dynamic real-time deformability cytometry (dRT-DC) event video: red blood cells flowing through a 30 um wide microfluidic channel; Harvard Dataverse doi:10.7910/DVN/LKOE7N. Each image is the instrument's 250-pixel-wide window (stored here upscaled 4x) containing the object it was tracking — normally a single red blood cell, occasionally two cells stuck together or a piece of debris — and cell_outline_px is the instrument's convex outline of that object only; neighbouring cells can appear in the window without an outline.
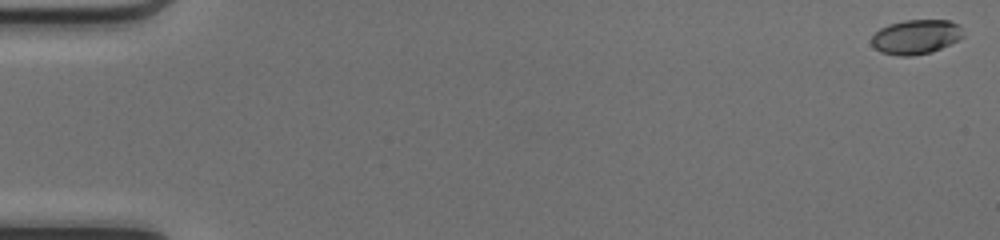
{"species": "common noctule bat (a hibernating species)", "species_latin": "Nyctalus noctula", "temperature_condition": "cold", "stored_images_in_passage": 50, "camera_frame_rate_fps": 3000, "um_per_image_px": 0.085, "animal": {"sex": "female", "body_mass_g": 17.0, "forearm_length_mm": 48.0}, "frame": {"image": 1, "passage_image": 1, "time_ms": 0.0, "image_size_px": [1000, 240], "cell_outline_px": [[964, 36], [940, 48], [928, 52], [912, 56], [900, 56], [880, 52], [872, 44], [872, 36], [880, 28], [888, 24], [904, 20], [948, 20], [960, 24]], "centroid_in_image_um": [77.84, 3.11], "position_along_channel_um": 7.2, "area_um2": 18.26}}
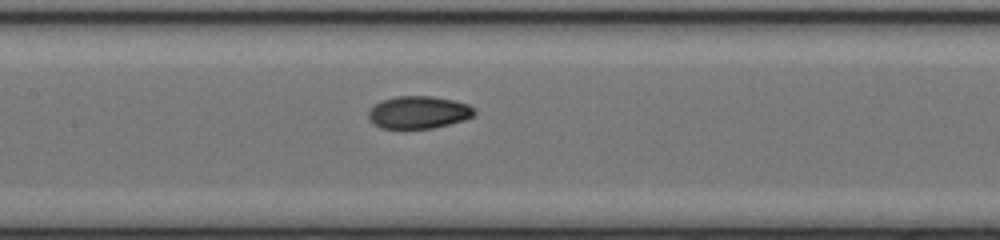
{"frame": {"image": 2, "passage_image": 25, "time_ms": 8.0, "image_size_px": [1000, 240], "cell_outline_px": [[476, 112], [472, 116], [464, 120], [432, 128], [380, 128], [368, 116], [368, 112], [380, 100], [396, 96], [432, 96], [452, 100], [468, 104]], "centroid_in_image_um": [35.58, 9.54], "position_along_channel_um": 171.8, "area_um2": 19.77}}
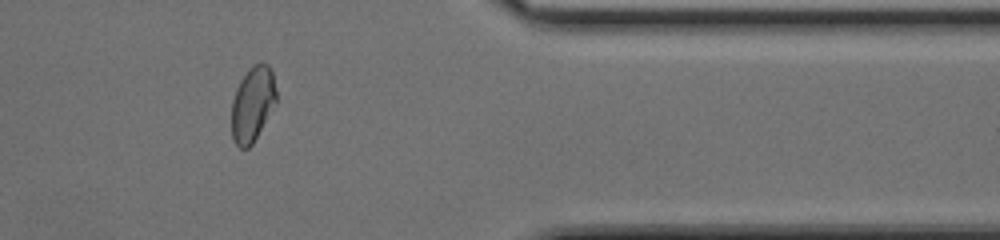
{"frame": {"image": 3, "passage_image": 42, "time_ms": 13.667, "image_size_px": [1000, 240], "cell_outline_px": [[276, 104], [252, 144], [248, 148], [240, 148], [236, 144], [232, 136], [232, 100], [236, 88], [240, 80], [248, 68], [256, 64], [268, 64], [272, 72], [276, 92]], "centroid_in_image_um": [21.46, 8.84], "position_along_channel_um": 389.9, "area_um2": 19.42}, "authors_computed_cell_mechanics": {"area_um2": 19.8543, "velocity_mm_per_s": 4.1819, "shape_relaxation_time_tau1_ms": 6.748, "shape_relaxation_time_tau2_ms": 1.4824, "deformation_change_tau1": 0.1712, "deformation_change_tau2": 0.0538}}